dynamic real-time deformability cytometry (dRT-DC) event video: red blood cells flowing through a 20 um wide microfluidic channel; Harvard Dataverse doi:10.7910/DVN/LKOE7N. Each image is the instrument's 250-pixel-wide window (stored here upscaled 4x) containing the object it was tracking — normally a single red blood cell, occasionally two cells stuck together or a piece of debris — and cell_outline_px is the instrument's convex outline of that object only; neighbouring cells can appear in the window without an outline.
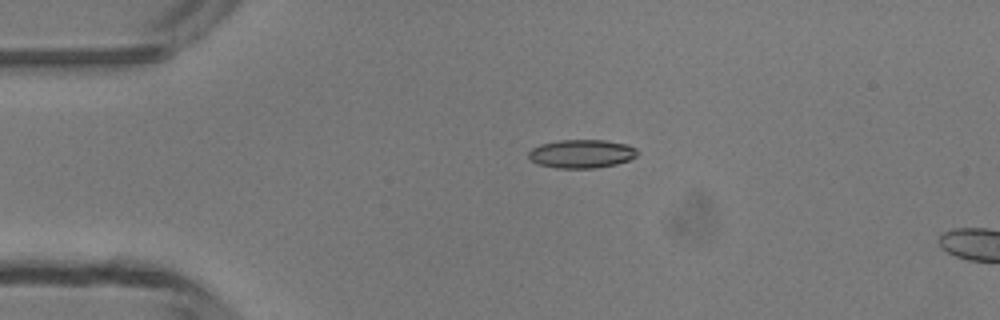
{"species": "common noctule bat (a hibernating species)", "species_latin": "Nyctalus noctula", "temperature_condition": "room temperature", "stored_images_in_passage": 4, "camera_frame_rate_fps": 3000, "um_per_image_px": 0.085, "animal": {"sex": "male", "body_mass_g": 13.3}, "frame": {"image": 1, "passage_image": 1, "time_ms": 0.0, "image_size_px": [1000, 320], "cell_outline_px": [[640, 152], [636, 156], [628, 160], [616, 164], [596, 168], [556, 168], [536, 164], [528, 156], [528, 152], [532, 148], [540, 144], [560, 140], [604, 140], [628, 144], [636, 148]], "centroid_in_image_um": [49.44, 13.07], "position_along_channel_um": 35.6, "area_um2": 18.21}}